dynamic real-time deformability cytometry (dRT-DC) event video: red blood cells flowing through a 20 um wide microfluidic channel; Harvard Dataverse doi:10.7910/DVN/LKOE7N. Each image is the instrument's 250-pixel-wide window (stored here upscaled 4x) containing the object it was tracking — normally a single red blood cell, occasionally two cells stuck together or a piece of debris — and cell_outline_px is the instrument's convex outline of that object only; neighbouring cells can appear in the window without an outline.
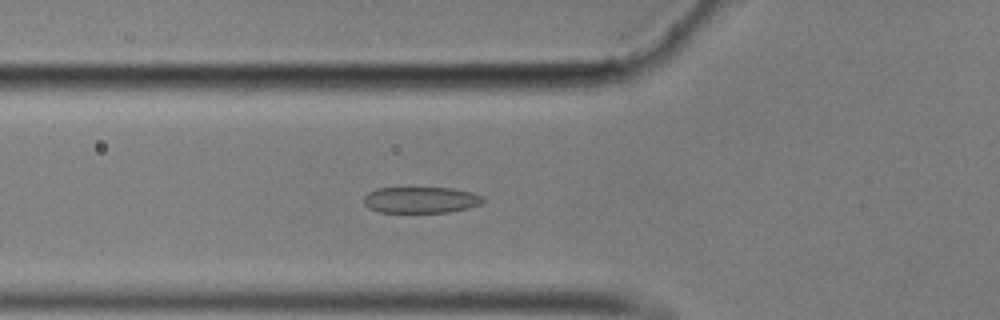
{"species": "common noctule bat (a hibernating species)", "species_latin": "Nyctalus noctula", "temperature_condition": "cold", "stored_images_in_passage": 39, "camera_frame_rate_fps": 3000, "um_per_image_px": 0.085, "animal": {"sex": "male", "body_mass_g": 17.9}, "frame": {"image": 1, "passage_image": 2, "time_ms": 0.333, "image_size_px": [1000, 320], "cell_outline_px": [[484, 200], [480, 204], [468, 208], [448, 212], [380, 212], [368, 208], [364, 204], [364, 196], [368, 192], [376, 188], [452, 188], [472, 192], [484, 196]], "centroid_in_image_um": [35.77, 16.99], "position_along_channel_um": 90.0, "area_um2": 18.26}}
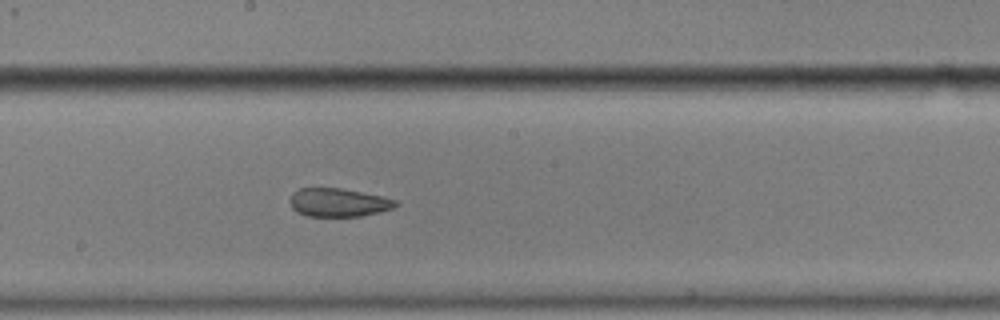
{"frame": {"image": 2, "passage_image": 13, "time_ms": 4.0, "image_size_px": [1000, 320], "cell_outline_px": [[400, 204], [396, 208], [380, 212], [360, 216], [308, 216], [296, 212], [292, 208], [288, 200], [292, 192], [300, 188], [340, 188], [384, 196], [396, 200]], "centroid_in_image_um": [28.78, 17.21], "position_along_channel_um": 219.4, "area_um2": 17.8}}
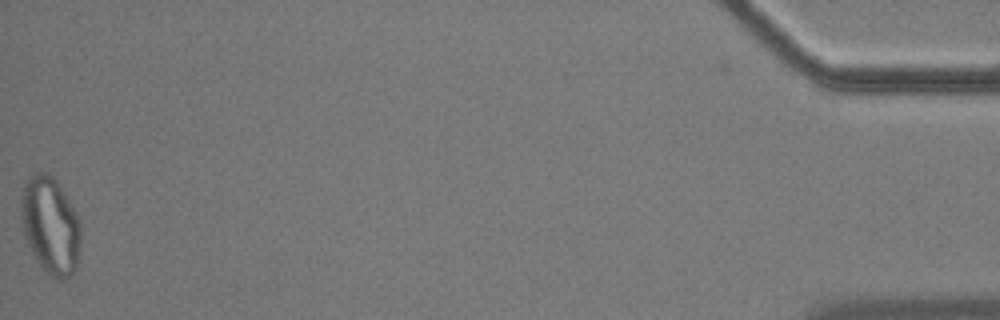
{"frame": {"image": 3, "passage_image": 39, "time_ms": 12.667, "image_size_px": [1000, 320], "cell_outline_px": [[80, 240], [76, 268], [72, 276], [64, 280], [56, 280], [44, 272], [28, 244], [24, 232], [20, 208], [20, 204], [24, 184], [28, 176], [32, 172], [48, 172], [56, 180], [76, 212], [80, 220]], "centroid_in_image_um": [4.29, 19.16], "position_along_channel_um": 430.9, "area_um2": 33.99}}